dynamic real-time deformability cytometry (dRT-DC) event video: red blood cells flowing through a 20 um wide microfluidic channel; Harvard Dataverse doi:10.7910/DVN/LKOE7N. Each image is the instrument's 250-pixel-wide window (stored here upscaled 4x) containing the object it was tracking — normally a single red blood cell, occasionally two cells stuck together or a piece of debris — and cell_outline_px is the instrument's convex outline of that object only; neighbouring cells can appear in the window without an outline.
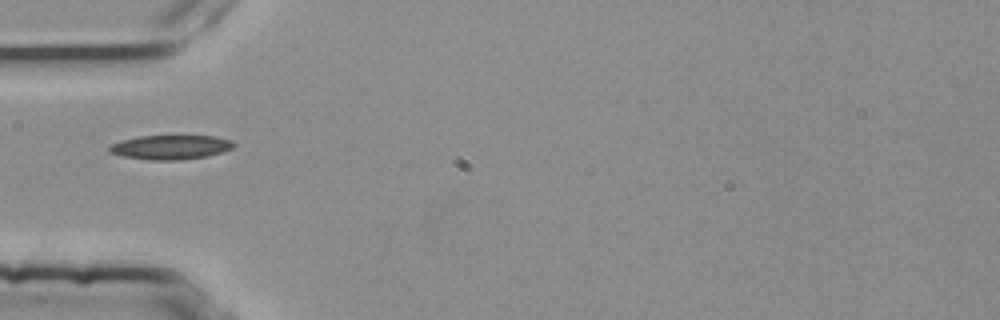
{"species": "common noctule bat (a hibernating species)", "species_latin": "Nyctalus noctula", "temperature_condition": "room temperature", "stored_images_in_passage": 4, "segment_of_instrument_passage": [2, 2], "camera_frame_rate_fps": 3000, "um_per_image_px": 0.085, "animal": {"sex": "female", "body_mass_g": 25.1}, "frame": {"image": 1, "passage_image": 4, "time_ms": 1.0, "image_size_px": [1000, 320], "cell_outline_px": [[236, 144], [232, 148], [208, 156], [176, 160], [152, 160], [124, 156], [108, 152], [108, 144], [120, 140], [140, 136], [216, 136], [232, 140]], "centroid_in_image_um": [14.47, 12.5], "position_along_channel_um": 70.5, "area_um2": 17.63}}